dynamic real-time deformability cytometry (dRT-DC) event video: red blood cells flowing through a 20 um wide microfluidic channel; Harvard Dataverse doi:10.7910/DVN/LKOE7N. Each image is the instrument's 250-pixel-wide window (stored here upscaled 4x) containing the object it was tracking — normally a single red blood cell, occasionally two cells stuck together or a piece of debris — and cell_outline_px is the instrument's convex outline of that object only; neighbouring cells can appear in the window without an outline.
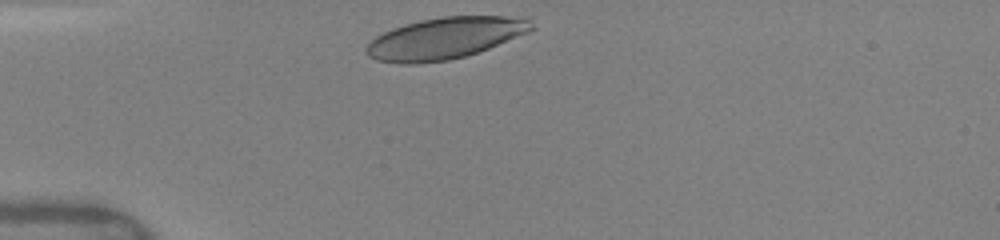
{"species": "human", "species_latin": "Homo sapiens", "temperature_condition": "warm", "stored_images_in_passage": 8, "camera_frame_rate_fps": 3000, "um_per_image_px": 0.085, "donor": {"sex": "female"}, "frame": {"image": 1, "passage_image": 1, "time_ms": 0.0, "image_size_px": [1000, 240], "cell_outline_px": [[536, 28], [528, 32], [488, 48], [464, 56], [448, 60], [420, 64], [400, 64], [376, 60], [368, 56], [368, 44], [376, 36], [392, 28], [420, 20], [444, 16], [528, 16], [532, 20]], "centroid_in_image_um": [37.87, 3.23], "position_along_channel_um": 47.1, "area_um2": 40.0}}
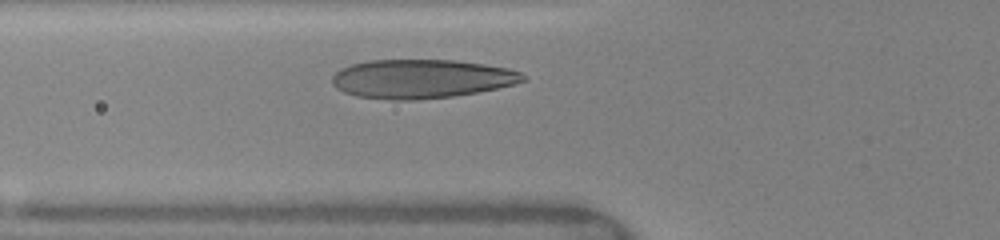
{"frame": {"image": 2, "passage_image": 5, "time_ms": 1.667, "image_size_px": [1000, 240], "cell_outline_px": [[528, 80], [516, 84], [476, 92], [452, 96], [412, 100], [392, 100], [356, 96], [344, 92], [336, 88], [332, 84], [332, 76], [340, 68], [352, 64], [368, 60], [452, 60], [484, 64], [508, 68], [520, 72]], "centroid_in_image_um": [35.8, 6.7], "position_along_channel_um": 90.0, "area_um2": 43.23}}
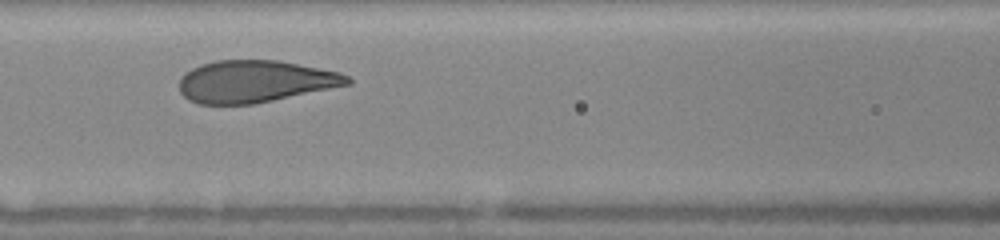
{"frame": {"image": 3, "passage_image": 7, "time_ms": 3.0, "image_size_px": [1000, 240], "cell_outline_px": [[352, 84], [252, 104], [196, 104], [188, 100], [180, 92], [180, 80], [184, 72], [200, 64], [216, 60], [276, 60], [340, 72], [348, 76], [352, 80]], "centroid_in_image_um": [21.65, 6.92], "position_along_channel_um": 144.9, "area_um2": 41.15}}